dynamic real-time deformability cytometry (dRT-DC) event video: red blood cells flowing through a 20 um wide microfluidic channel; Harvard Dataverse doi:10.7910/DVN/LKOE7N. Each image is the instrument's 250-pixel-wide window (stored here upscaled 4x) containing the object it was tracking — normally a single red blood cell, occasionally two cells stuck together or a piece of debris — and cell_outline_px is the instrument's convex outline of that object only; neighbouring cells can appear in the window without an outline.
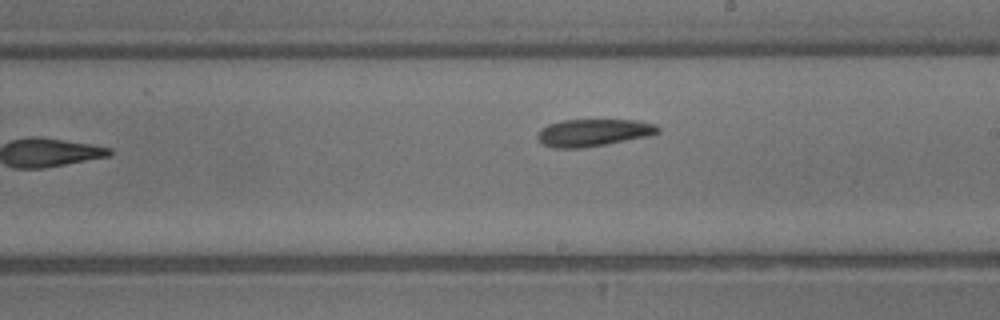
{"species": "common noctule bat (a hibernating species)", "species_latin": "Nyctalus noctula", "temperature_condition": "warm", "stored_images_in_passage": 21, "camera_frame_rate_fps": 3000, "um_per_image_px": 0.085, "animal": {"sex": "male", "body_mass_g": 13.3}, "frame": {"image": 1, "passage_image": 21, "time_ms": 6.667, "image_size_px": [1000, 320], "cell_outline_px": [[660, 132], [648, 136], [604, 144], [580, 148], [552, 148], [544, 144], [536, 136], [548, 124], [560, 120], [636, 120], [656, 124], [660, 128]], "centroid_in_image_um": [50.46, 11.26], "position_along_channel_um": 238.5, "area_um2": 18.9}}